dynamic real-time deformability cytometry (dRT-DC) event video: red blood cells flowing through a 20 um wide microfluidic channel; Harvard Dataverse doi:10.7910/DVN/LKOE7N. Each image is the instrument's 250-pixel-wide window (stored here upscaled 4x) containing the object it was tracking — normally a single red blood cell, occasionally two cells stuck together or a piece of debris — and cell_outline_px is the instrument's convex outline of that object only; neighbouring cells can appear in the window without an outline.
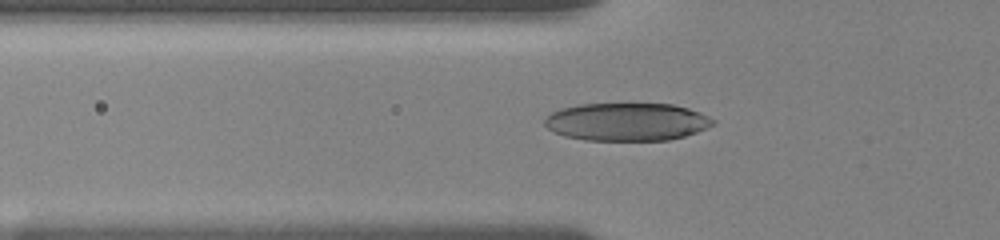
{"species": "human", "species_latin": "Homo sapiens", "temperature_condition": "room temperature", "stored_images_in_passage": 55, "camera_frame_rate_fps": 3000, "um_per_image_px": 0.085, "donor": {"sex": "female"}, "frame": {"image": 1, "passage_image": 24, "time_ms": 6.0, "image_size_px": [1000, 240], "cell_outline_px": [[716, 124], [696, 132], [684, 136], [668, 140], [584, 140], [564, 136], [548, 128], [544, 124], [544, 120], [552, 112], [560, 108], [580, 104], [672, 104], [688, 108], [700, 112], [716, 120]], "centroid_in_image_um": [53.3, 10.35], "position_along_channel_um": 72.5, "area_um2": 37.17}}
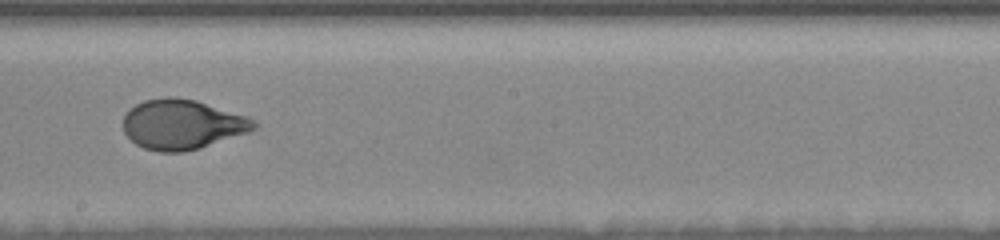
{"frame": {"image": 2, "passage_image": 41, "time_ms": 10.333, "image_size_px": [1000, 240], "cell_outline_px": [[256, 128], [248, 132], [200, 148], [180, 152], [160, 152], [144, 148], [136, 144], [124, 132], [124, 116], [128, 108], [144, 100], [164, 96], [176, 96], [196, 100], [248, 116], [256, 120]], "centroid_in_image_um": [15.48, 10.55], "position_along_channel_um": 232.7, "area_um2": 38.15}}
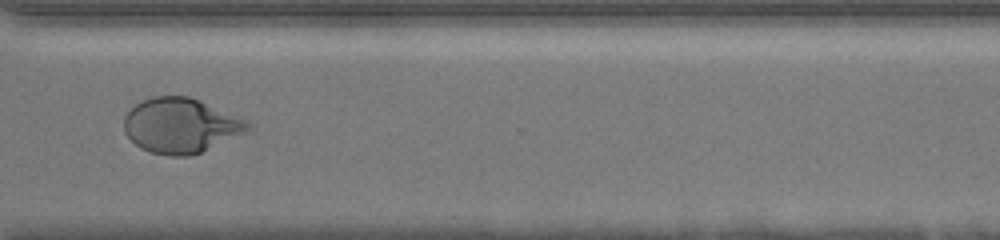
{"frame": {"image": 3, "passage_image": 54, "time_ms": 13.667, "image_size_px": [1000, 240], "cell_outline_px": [[252, 128], [248, 132], [200, 152], [188, 156], [168, 156], [152, 152], [140, 148], [124, 132], [124, 116], [136, 104], [152, 96], [188, 96], [248, 120], [252, 124]], "centroid_in_image_um": [15.38, 10.67], "position_along_channel_um": 355.2, "area_um2": 39.48}}